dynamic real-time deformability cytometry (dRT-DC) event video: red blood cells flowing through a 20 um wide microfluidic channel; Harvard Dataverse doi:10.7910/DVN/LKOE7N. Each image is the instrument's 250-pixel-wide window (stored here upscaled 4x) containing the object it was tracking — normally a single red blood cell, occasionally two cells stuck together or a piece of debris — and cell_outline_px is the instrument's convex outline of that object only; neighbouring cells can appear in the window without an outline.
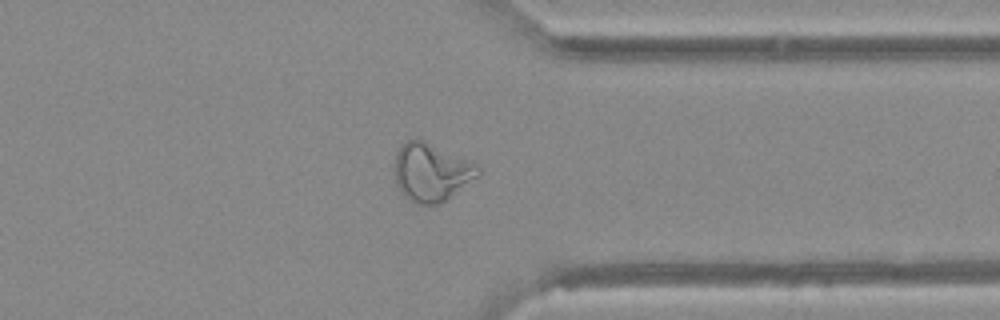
{"species": "Egyptian fruit bat (a non-hibernating species)", "species_latin": "Rousettus aegyptiacus", "temperature_condition": "warm", "stored_images_in_passage": 48, "camera_frame_rate_fps": 3000, "um_per_image_px": 0.085, "animal": {"sex": "female"}, "frame": {"image": 1, "passage_image": 38, "time_ms": 12.333, "image_size_px": [1000, 320], "cell_outline_px": [[480, 172], [476, 176], [440, 204], [416, 204], [408, 200], [400, 192], [396, 184], [396, 152], [400, 144], [416, 136], [472, 160], [480, 164]], "centroid_in_image_um": [36.65, 14.59], "position_along_channel_um": 374.7, "area_um2": 28.55}}
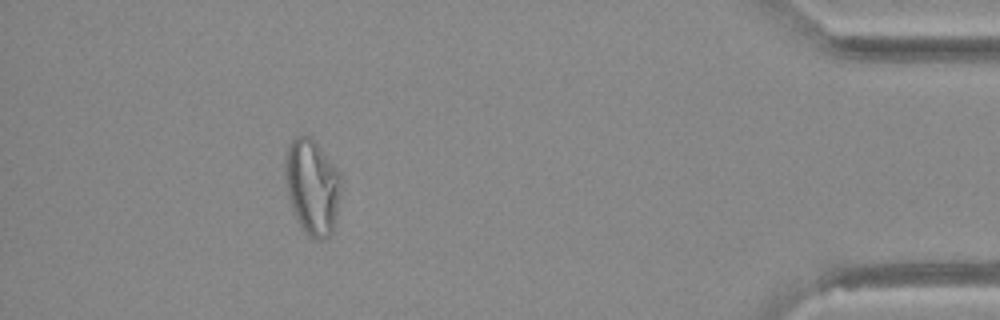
{"frame": {"image": 2, "passage_image": 44, "time_ms": 14.333, "image_size_px": [1000, 320], "cell_outline_px": [[340, 192], [336, 220], [332, 232], [324, 240], [316, 240], [308, 236], [300, 224], [292, 208], [288, 196], [288, 148], [292, 140], [296, 136], [312, 136], [340, 172]], "centroid_in_image_um": [26.6, 15.9], "position_along_channel_um": 408.6, "area_um2": 30.35}}